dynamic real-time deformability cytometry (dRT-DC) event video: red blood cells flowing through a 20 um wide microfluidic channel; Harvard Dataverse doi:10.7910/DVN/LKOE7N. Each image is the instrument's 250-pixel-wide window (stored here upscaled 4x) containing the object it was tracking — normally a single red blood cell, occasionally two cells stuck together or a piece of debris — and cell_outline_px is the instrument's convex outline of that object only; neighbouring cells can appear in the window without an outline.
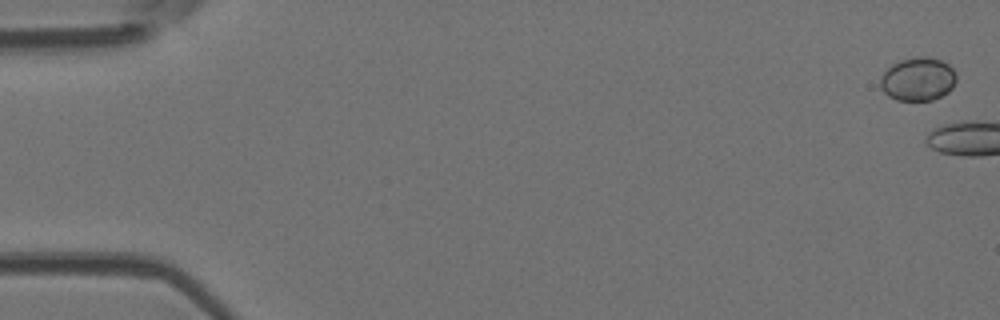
{"species": "Egyptian fruit bat (a non-hibernating species)", "species_latin": "Rousettus aegyptiacus", "temperature_condition": "room temperature", "stored_images_in_passage": 5, "camera_frame_rate_fps": 3000, "um_per_image_px": 0.085, "animal": {"sex": "female"}, "frame": {"image": 1, "passage_image": 1, "time_ms": 0.0, "image_size_px": [1000, 320], "cell_outline_px": [[956, 80], [952, 88], [948, 92], [932, 100], [896, 100], [888, 96], [880, 88], [880, 76], [892, 64], [900, 60], [916, 56], [928, 56], [940, 60], [948, 64], [956, 72]], "centroid_in_image_um": [78.01, 6.71], "position_along_channel_um": 7.0, "area_um2": 19.36}}